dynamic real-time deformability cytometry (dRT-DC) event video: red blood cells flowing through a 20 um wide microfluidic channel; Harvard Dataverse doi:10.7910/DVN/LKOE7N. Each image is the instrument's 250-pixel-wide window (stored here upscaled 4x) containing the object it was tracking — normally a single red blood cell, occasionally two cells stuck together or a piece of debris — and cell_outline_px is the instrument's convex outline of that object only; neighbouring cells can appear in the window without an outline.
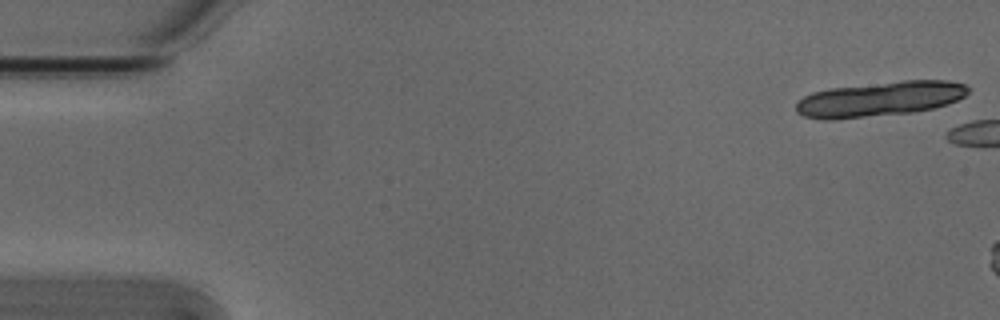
{"species": "Egyptian fruit bat (a non-hibernating species)", "species_latin": "Rousettus aegyptiacus", "temperature_condition": "cold", "stored_images_in_passage": 4, "camera_frame_rate_fps": 3000, "um_per_image_px": 0.085, "animal": {"sex": "male"}, "frame": {"image": 1, "passage_image": 1, "time_ms": 0.0, "image_size_px": [1000, 320], "cell_outline_px": [[968, 92], [964, 96], [948, 104], [932, 108], [912, 112], [836, 120], [824, 120], [804, 116], [796, 112], [796, 104], [804, 96], [812, 92], [832, 88], [904, 80], [948, 80], [964, 84], [968, 88]], "centroid_in_image_um": [74.76, 8.42], "position_along_channel_um": 10.2, "area_um2": 34.85}}